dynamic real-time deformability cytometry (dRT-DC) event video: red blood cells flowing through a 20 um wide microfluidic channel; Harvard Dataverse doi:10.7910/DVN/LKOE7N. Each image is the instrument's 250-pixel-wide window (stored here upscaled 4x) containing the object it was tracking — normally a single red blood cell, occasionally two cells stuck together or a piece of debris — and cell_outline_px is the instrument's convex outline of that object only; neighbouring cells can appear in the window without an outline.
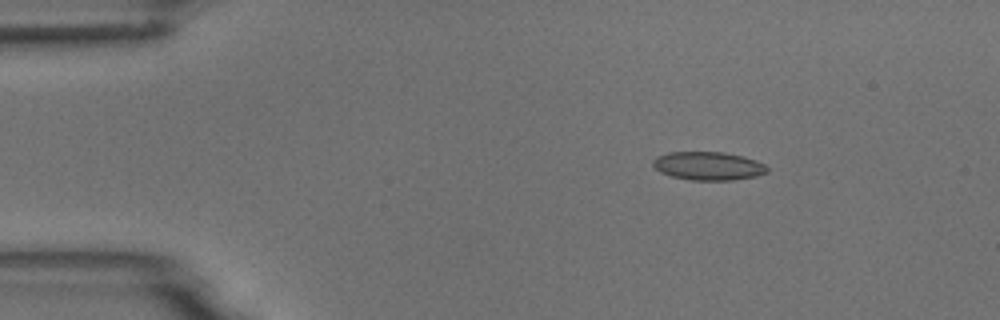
{"species": "common noctule bat (a hibernating species)", "species_latin": "Nyctalus noctula", "temperature_condition": "room temperature", "stored_images_in_passage": 5, "camera_frame_rate_fps": 3000, "um_per_image_px": 0.085, "animal": {"sex": "male", "body_mass_g": 18.8}, "frame": {"image": 1, "passage_image": 3, "time_ms": 2.333, "image_size_px": [1000, 320], "cell_outline_px": [[768, 172], [756, 176], [732, 180], [692, 180], [672, 176], [660, 172], [652, 164], [652, 160], [656, 156], [668, 152], [724, 152], [744, 156], [756, 160], [764, 164], [768, 168]], "centroid_in_image_um": [60.2, 14.09], "position_along_channel_um": 24.8, "area_um2": 18.96}}